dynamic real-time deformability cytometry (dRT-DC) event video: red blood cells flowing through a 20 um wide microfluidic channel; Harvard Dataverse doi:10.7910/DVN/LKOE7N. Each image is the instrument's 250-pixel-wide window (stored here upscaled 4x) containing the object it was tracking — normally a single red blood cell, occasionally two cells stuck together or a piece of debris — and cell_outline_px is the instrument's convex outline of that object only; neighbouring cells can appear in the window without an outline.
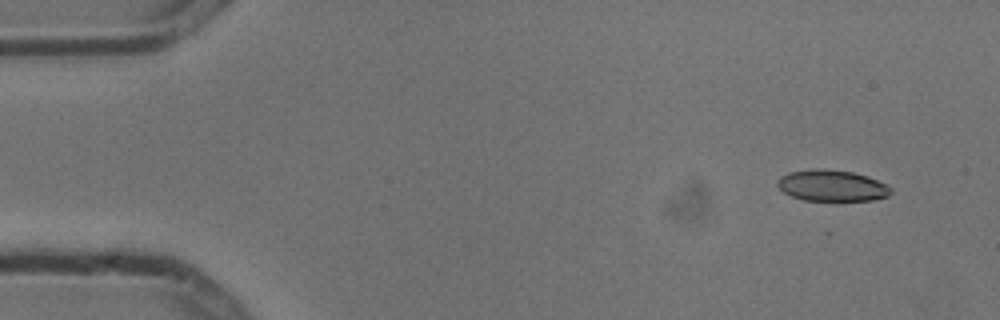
{"species": "common noctule bat (a hibernating species)", "species_latin": "Nyctalus noctula", "temperature_condition": "cold", "stored_images_in_passage": 4, "camera_frame_rate_fps": 3000, "um_per_image_px": 0.085, "animal": {"sex": "male", "body_mass_g": 13.3}, "frame": {"image": 1, "passage_image": 1, "time_ms": 0.0, "image_size_px": [1000, 320], "cell_outline_px": [[892, 192], [888, 196], [872, 200], [804, 200], [792, 196], [784, 192], [776, 184], [776, 180], [780, 176], [788, 172], [812, 168], [824, 168], [852, 172], [868, 176], [892, 188]], "centroid_in_image_um": [70.68, 15.76], "position_along_channel_um": 14.3, "area_um2": 20.69}}
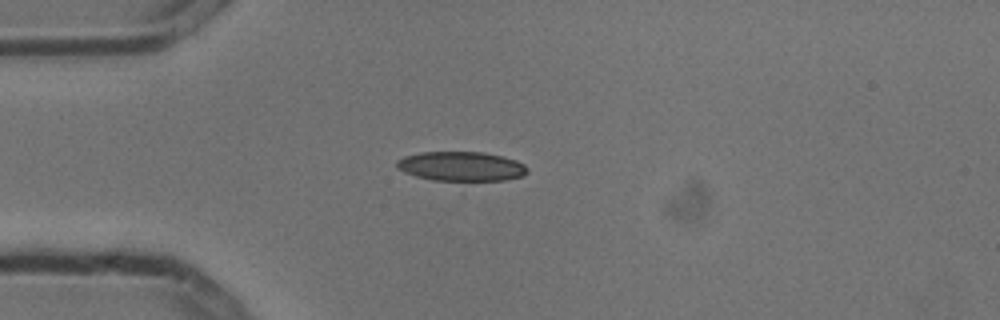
{"frame": {"image": 2, "passage_image": 4, "time_ms": 1.0, "image_size_px": [1000, 320], "cell_outline_px": [[528, 172], [524, 176], [504, 180], [432, 180], [416, 176], [404, 172], [396, 168], [396, 160], [404, 156], [420, 152], [484, 152], [516, 160], [524, 164], [528, 168]], "centroid_in_image_um": [39.19, 14.13], "position_along_channel_um": 45.8, "area_um2": 22.43}}